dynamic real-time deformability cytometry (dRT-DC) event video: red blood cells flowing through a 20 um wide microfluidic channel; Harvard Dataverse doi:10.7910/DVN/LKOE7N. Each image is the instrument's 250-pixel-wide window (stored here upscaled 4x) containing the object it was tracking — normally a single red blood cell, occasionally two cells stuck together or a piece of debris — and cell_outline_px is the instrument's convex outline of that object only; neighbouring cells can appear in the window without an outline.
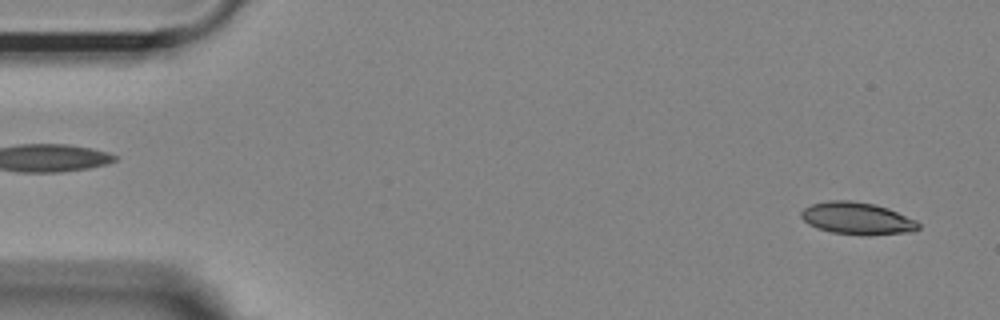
{"species": "Egyptian fruit bat (a non-hibernating species)", "species_latin": "Rousettus aegyptiacus", "temperature_condition": "room temperature", "stored_images_in_passage": 53, "camera_frame_rate_fps": 3000, "um_per_image_px": 0.085, "animal": {"sex": "female"}, "frame": {"image": 1, "passage_image": 2, "time_ms": 0.333, "image_size_px": [1000, 320], "cell_outline_px": [[920, 228], [912, 232], [868, 236], [860, 236], [832, 232], [816, 228], [808, 224], [800, 216], [800, 212], [804, 208], [812, 204], [828, 200], [852, 200], [872, 204], [888, 208], [916, 220], [920, 224]], "centroid_in_image_um": [72.86, 18.58], "position_along_channel_um": 12.1, "area_um2": 22.31}}
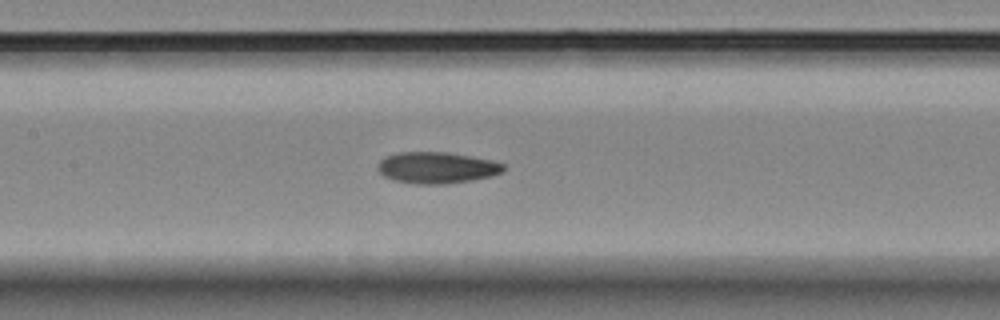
{"frame": {"image": 2, "passage_image": 24, "time_ms": 7.667, "image_size_px": [1000, 320], "cell_outline_px": [[504, 172], [492, 176], [472, 180], [444, 184], [416, 184], [396, 180], [384, 176], [376, 168], [380, 160], [384, 156], [396, 152], [448, 152], [492, 160], [504, 164]], "centroid_in_image_um": [37.12, 14.24], "position_along_channel_um": 170.3, "area_um2": 23.12}}
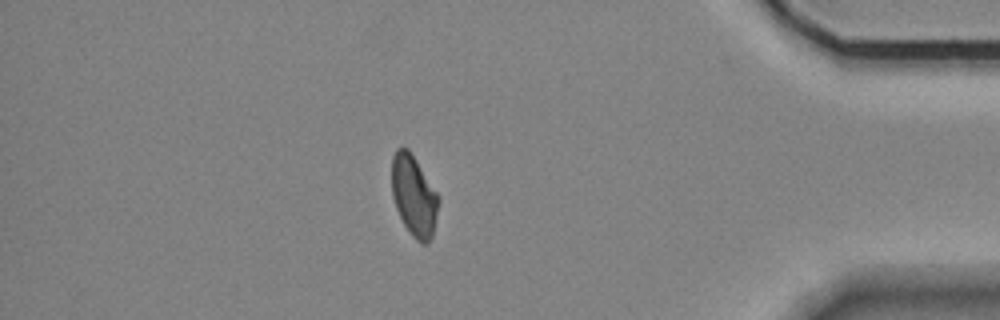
{"frame": {"image": 3, "passage_image": 46, "time_ms": 15.0, "image_size_px": [1000, 320], "cell_outline_px": [[440, 200], [432, 236], [428, 244], [420, 244], [412, 236], [404, 224], [396, 208], [392, 196], [392, 156], [396, 148], [408, 148], [440, 196]], "centroid_in_image_um": [35.19, 16.65], "position_along_channel_um": 400.0, "area_um2": 22.14}, "authors_computed_cell_mechanics": {"area_um2": 22.3108, "velocity_mm_per_s": 3.6455, "shape_relaxation_time_tau1_ms": 10.7849, "shape_relaxation_time_tau2_ms": 5.8558, "deformation_change_tau1": 0.2033, "deformation_change_tau2": 0.1199}}